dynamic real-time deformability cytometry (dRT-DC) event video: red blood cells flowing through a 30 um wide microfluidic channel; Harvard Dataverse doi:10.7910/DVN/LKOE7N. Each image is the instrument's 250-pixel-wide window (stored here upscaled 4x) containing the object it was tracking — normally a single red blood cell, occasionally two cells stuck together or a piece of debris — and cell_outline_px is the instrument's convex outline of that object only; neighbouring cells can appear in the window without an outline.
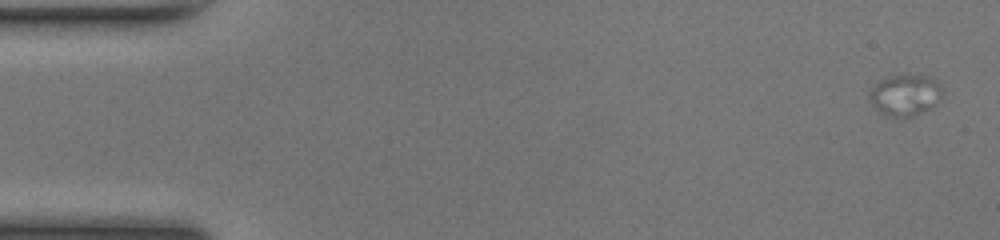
{"species": "common noctule bat (a hibernating species)", "species_latin": "Nyctalus noctula", "temperature_condition": "room temperature", "stored_images_in_passage": 18, "camera_frame_rate_fps": 3000, "um_per_image_px": 0.085, "animal": {"sex": "female", "body_mass_g": 17.0, "forearm_length_mm": 48.0}, "frame": {"image": 1, "passage_image": 1, "time_ms": 0.0, "image_size_px": [1000, 240], "cell_outline_px": [[940, 96], [936, 104], [912, 116], [888, 116], [880, 112], [872, 104], [868, 96], [872, 88], [880, 80], [896, 76], [928, 76], [936, 80], [940, 88]], "centroid_in_image_um": [76.9, 8.09], "position_along_channel_um": 8.1, "area_um2": 16.76}}
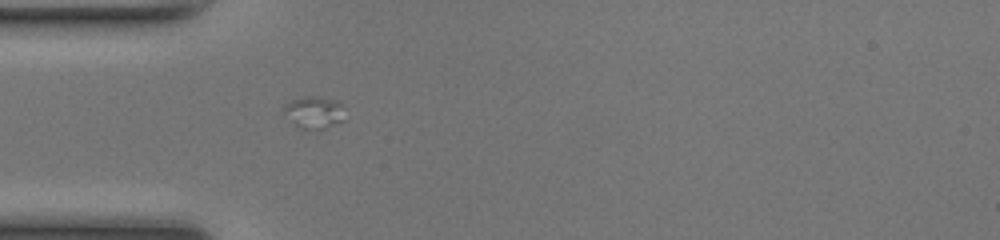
{"frame": {"image": 2, "passage_image": 16, "time_ms": 5.0, "image_size_px": [1000, 240], "cell_outline_px": [[344, 120], [324, 128], [300, 128], [284, 112], [284, 108], [292, 100], [308, 96], [320, 96], [336, 100], [340, 104]], "centroid_in_image_um": [26.72, 9.52], "position_along_channel_um": 58.3, "area_um2": 10.81}}